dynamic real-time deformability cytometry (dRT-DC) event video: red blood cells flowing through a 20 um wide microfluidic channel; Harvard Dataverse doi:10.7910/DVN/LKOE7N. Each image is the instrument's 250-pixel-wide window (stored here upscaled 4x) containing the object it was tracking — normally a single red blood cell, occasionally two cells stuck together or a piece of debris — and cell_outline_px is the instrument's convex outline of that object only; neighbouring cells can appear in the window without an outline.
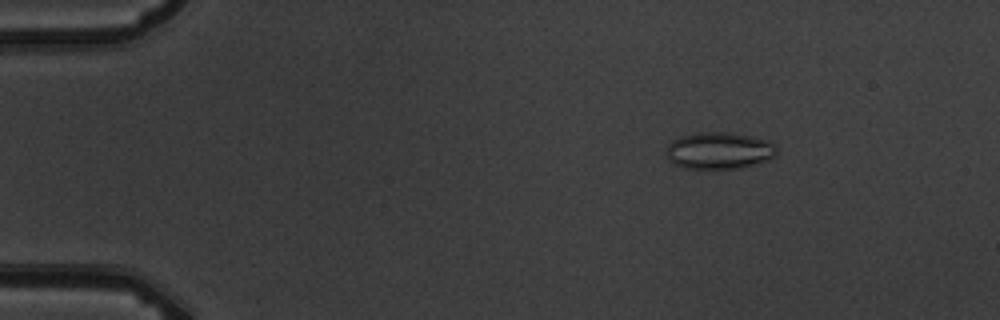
{"species": "common noctule bat (a hibernating species)", "species_latin": "Nyctalus noctula", "temperature_condition": "warm", "stored_images_in_passage": 10, "camera_frame_rate_fps": 3000, "um_per_image_px": 0.085, "animal": {"sex": "male", "body_mass_g": 19.5, "forearm_length_mm": 54.6}, "frame": {"image": 1, "passage_image": 3, "time_ms": 2.333, "image_size_px": [1000, 320], "cell_outline_px": [[776, 156], [768, 160], [756, 164], [740, 168], [716, 172], [684, 168], [668, 160], [664, 152], [668, 144], [672, 140], [680, 136], [696, 132], [728, 132], [768, 140], [776, 144]], "centroid_in_image_um": [61.09, 12.85], "position_along_channel_um": 23.9, "area_um2": 24.74}}
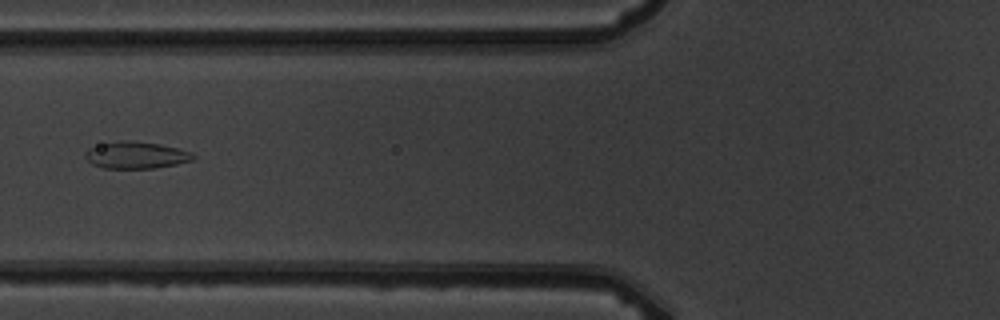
{"frame": {"image": 2, "passage_image": 7, "time_ms": 7.0, "image_size_px": [1000, 320], "cell_outline_px": [[196, 156], [192, 160], [176, 164], [156, 168], [104, 168], [92, 164], [84, 156], [84, 152], [88, 148], [100, 144], [116, 140], [132, 140], [160, 144], [192, 152]], "centroid_in_image_um": [11.54, 13.17], "position_along_channel_um": 114.3, "area_um2": 17.05}}
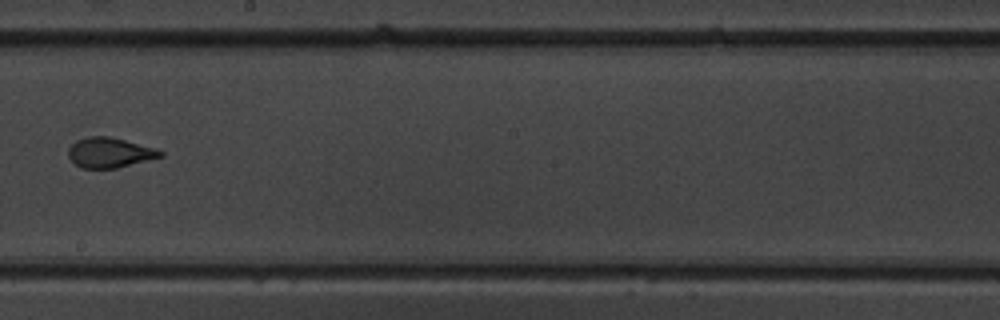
{"frame": {"image": 3, "passage_image": 10, "time_ms": 10.333, "image_size_px": [1000, 320], "cell_outline_px": [[164, 156], [116, 168], [80, 168], [68, 156], [68, 148], [76, 140], [88, 136], [108, 136], [156, 148], [164, 152]], "centroid_in_image_um": [9.32, 12.97], "position_along_channel_um": 238.9, "area_um2": 16.07}}